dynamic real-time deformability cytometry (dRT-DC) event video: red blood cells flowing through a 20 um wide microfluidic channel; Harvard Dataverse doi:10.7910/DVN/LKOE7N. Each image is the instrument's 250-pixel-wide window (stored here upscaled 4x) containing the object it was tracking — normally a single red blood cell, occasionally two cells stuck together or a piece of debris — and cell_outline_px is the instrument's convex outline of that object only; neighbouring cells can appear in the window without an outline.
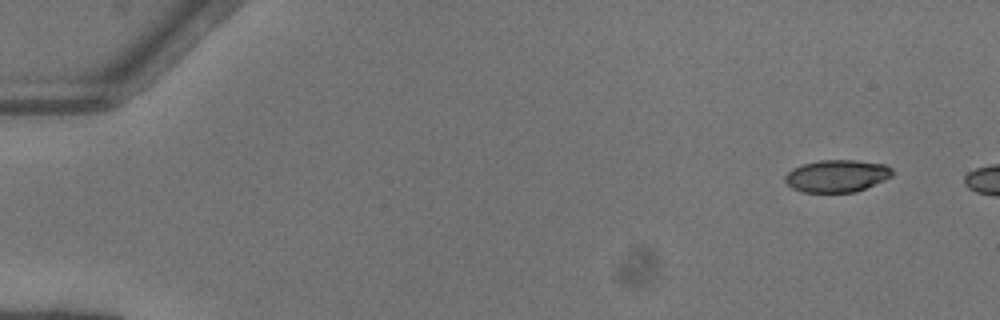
{"species": "common noctule bat (a hibernating species)", "species_latin": "Nyctalus noctula", "temperature_condition": "warm", "stored_images_in_passage": 5, "camera_frame_rate_fps": 3000, "um_per_image_px": 0.085, "animal": {"sex": "female"}, "frame": {"image": 1, "passage_image": 1, "time_ms": 0.0, "image_size_px": [1000, 320], "cell_outline_px": [[892, 176], [884, 180], [856, 192], [800, 192], [792, 188], [784, 180], [784, 176], [792, 168], [804, 164], [820, 160], [856, 160], [884, 164], [892, 168]], "centroid_in_image_um": [71.12, 14.95], "position_along_channel_um": 13.9, "area_um2": 20.17}}